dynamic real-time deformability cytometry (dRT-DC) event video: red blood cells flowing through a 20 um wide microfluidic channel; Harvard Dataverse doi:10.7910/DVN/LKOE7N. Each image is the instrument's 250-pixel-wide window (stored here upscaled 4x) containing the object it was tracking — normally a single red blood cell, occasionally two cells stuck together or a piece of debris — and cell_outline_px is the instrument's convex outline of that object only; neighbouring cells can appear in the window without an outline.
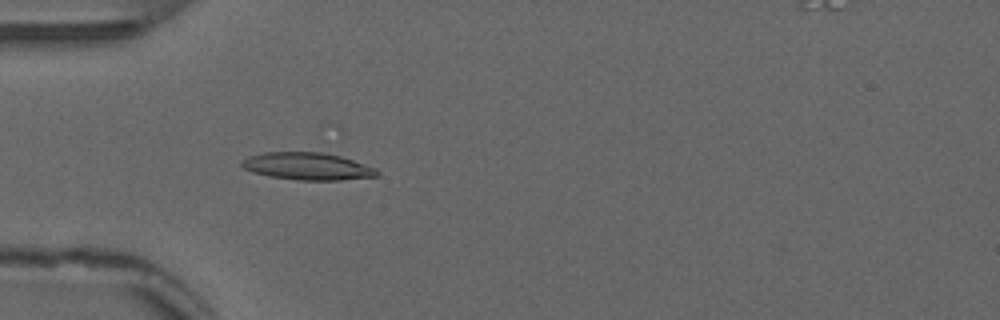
{"species": "common noctule bat (a hibernating species)", "species_latin": "Nyctalus noctula", "temperature_condition": "warm", "stored_images_in_passage": 55, "camera_frame_rate_fps": 3000, "um_per_image_px": 0.085, "animal": {"sex": "male", "forearm_length_mm": 52.5}, "frame": {"image": 1, "passage_image": 17, "time_ms": 5.333, "image_size_px": [1000, 320], "cell_outline_px": [[380, 176], [340, 180], [296, 180], [272, 176], [252, 172], [244, 168], [240, 164], [240, 160], [248, 156], [264, 152], [320, 152], [340, 156], [376, 168], [380, 172]], "centroid_in_image_um": [26.13, 14.13], "position_along_channel_um": 58.9, "area_um2": 21.56}}
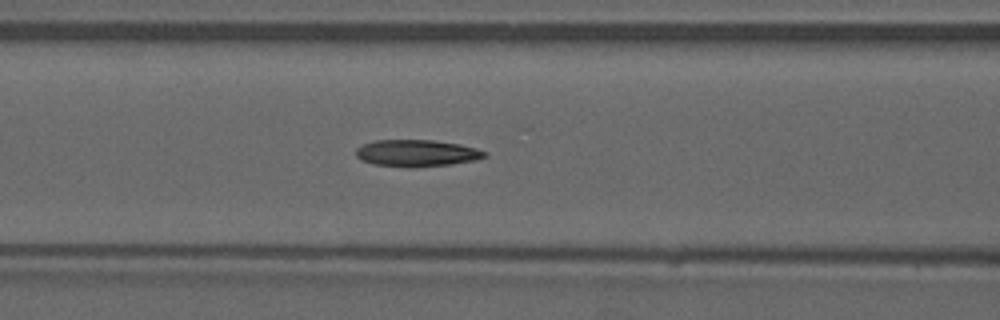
{"frame": {"image": 2, "passage_image": 23, "time_ms": 7.333, "image_size_px": [1000, 320], "cell_outline_px": [[488, 156], [476, 160], [452, 164], [416, 168], [408, 168], [376, 164], [360, 160], [356, 156], [356, 148], [372, 140], [432, 140], [460, 144], [476, 148], [488, 152]], "centroid_in_image_um": [35.44, 13.02], "position_along_channel_um": 131.2, "area_um2": 20.4}}
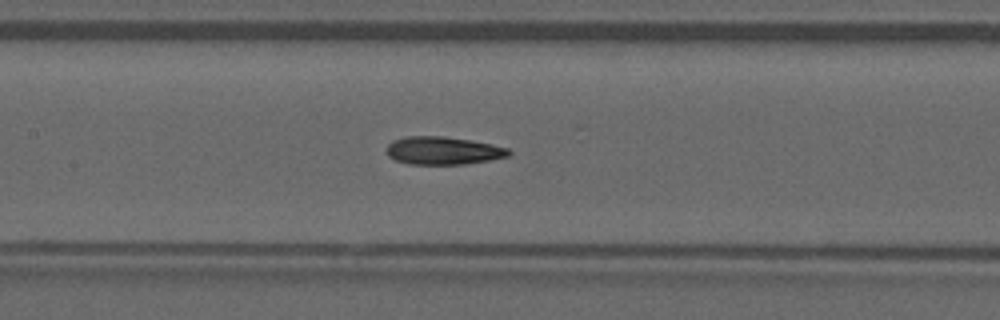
{"frame": {"image": 3, "passage_image": 26, "time_ms": 8.333, "image_size_px": [1000, 320], "cell_outline_px": [[512, 152], [508, 156], [488, 160], [464, 164], [408, 164], [396, 160], [388, 156], [388, 144], [392, 140], [404, 136], [444, 136], [492, 144], [508, 148]], "centroid_in_image_um": [37.65, 12.8], "position_along_channel_um": 169.8, "area_um2": 19.77}}